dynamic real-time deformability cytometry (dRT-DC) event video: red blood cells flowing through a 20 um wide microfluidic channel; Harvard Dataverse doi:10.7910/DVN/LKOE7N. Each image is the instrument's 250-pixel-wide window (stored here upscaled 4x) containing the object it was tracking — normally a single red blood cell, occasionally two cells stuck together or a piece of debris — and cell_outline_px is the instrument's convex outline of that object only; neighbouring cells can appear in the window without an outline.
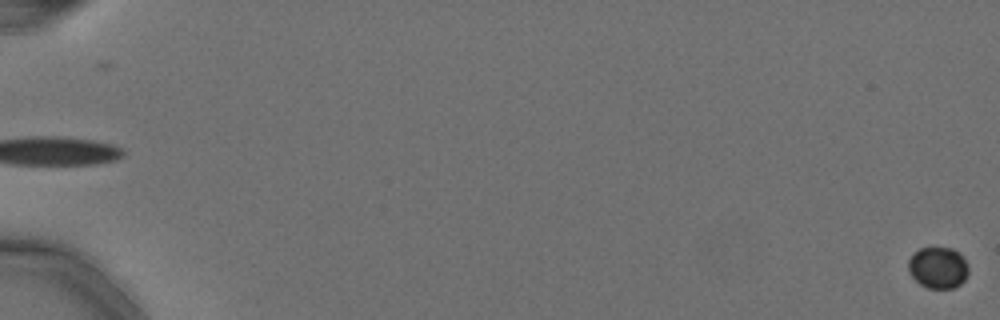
{"species": "Egyptian fruit bat (a non-hibernating species)", "species_latin": "Rousettus aegyptiacus", "temperature_condition": "cold", "stored_images_in_passage": 4, "segment_of_instrument_passage": [2, 2], "camera_frame_rate_fps": 3000, "um_per_image_px": 0.085, "animal": {"sex": "female"}, "frame": {"image": 1, "passage_image": 4, "time_ms": 1.0, "image_size_px": [1000, 320], "cell_outline_px": [[968, 276], [960, 284], [952, 288], [928, 288], [920, 284], [912, 276], [908, 268], [908, 260], [920, 248], [952, 248], [960, 252], [964, 256], [968, 264]], "centroid_in_image_um": [79.78, 22.74], "position_along_channel_um": 5.2, "area_um2": 14.57}}